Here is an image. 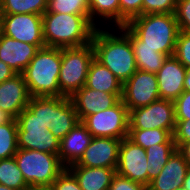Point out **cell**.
<instances>
[{
    "label": "cell",
    "mask_w": 190,
    "mask_h": 190,
    "mask_svg": "<svg viewBox=\"0 0 190 190\" xmlns=\"http://www.w3.org/2000/svg\"><path fill=\"white\" fill-rule=\"evenodd\" d=\"M119 28L130 38L132 47H149L174 55L180 31L175 13L142 14Z\"/></svg>",
    "instance_id": "6da1fadb"
},
{
    "label": "cell",
    "mask_w": 190,
    "mask_h": 190,
    "mask_svg": "<svg viewBox=\"0 0 190 190\" xmlns=\"http://www.w3.org/2000/svg\"><path fill=\"white\" fill-rule=\"evenodd\" d=\"M114 29L119 33H112ZM114 29L96 28L92 45L95 58L124 84L138 69L130 38L120 28Z\"/></svg>",
    "instance_id": "7a4b0ae2"
},
{
    "label": "cell",
    "mask_w": 190,
    "mask_h": 190,
    "mask_svg": "<svg viewBox=\"0 0 190 190\" xmlns=\"http://www.w3.org/2000/svg\"><path fill=\"white\" fill-rule=\"evenodd\" d=\"M45 46L66 48L78 47L92 42L96 26L90 15L50 13L42 15Z\"/></svg>",
    "instance_id": "3957f363"
},
{
    "label": "cell",
    "mask_w": 190,
    "mask_h": 190,
    "mask_svg": "<svg viewBox=\"0 0 190 190\" xmlns=\"http://www.w3.org/2000/svg\"><path fill=\"white\" fill-rule=\"evenodd\" d=\"M61 48L42 47L23 71L31 97H60Z\"/></svg>",
    "instance_id": "277c9868"
},
{
    "label": "cell",
    "mask_w": 190,
    "mask_h": 190,
    "mask_svg": "<svg viewBox=\"0 0 190 190\" xmlns=\"http://www.w3.org/2000/svg\"><path fill=\"white\" fill-rule=\"evenodd\" d=\"M14 158L30 189L52 185L66 169L56 154L18 148Z\"/></svg>",
    "instance_id": "5b68a950"
},
{
    "label": "cell",
    "mask_w": 190,
    "mask_h": 190,
    "mask_svg": "<svg viewBox=\"0 0 190 190\" xmlns=\"http://www.w3.org/2000/svg\"><path fill=\"white\" fill-rule=\"evenodd\" d=\"M94 57L92 42L78 47L61 48L60 96L71 97L86 84L88 70Z\"/></svg>",
    "instance_id": "8992f818"
},
{
    "label": "cell",
    "mask_w": 190,
    "mask_h": 190,
    "mask_svg": "<svg viewBox=\"0 0 190 190\" xmlns=\"http://www.w3.org/2000/svg\"><path fill=\"white\" fill-rule=\"evenodd\" d=\"M16 122L18 148L59 154L60 141L47 128L46 122L35 116L28 108L21 111Z\"/></svg>",
    "instance_id": "52a82bcc"
},
{
    "label": "cell",
    "mask_w": 190,
    "mask_h": 190,
    "mask_svg": "<svg viewBox=\"0 0 190 190\" xmlns=\"http://www.w3.org/2000/svg\"><path fill=\"white\" fill-rule=\"evenodd\" d=\"M81 123L93 137L124 139L128 137L129 111L120 100L109 109L86 116Z\"/></svg>",
    "instance_id": "ba28073f"
},
{
    "label": "cell",
    "mask_w": 190,
    "mask_h": 190,
    "mask_svg": "<svg viewBox=\"0 0 190 190\" xmlns=\"http://www.w3.org/2000/svg\"><path fill=\"white\" fill-rule=\"evenodd\" d=\"M176 118L174 101L159 99L129 112V129H165L172 135Z\"/></svg>",
    "instance_id": "9c48e42d"
},
{
    "label": "cell",
    "mask_w": 190,
    "mask_h": 190,
    "mask_svg": "<svg viewBox=\"0 0 190 190\" xmlns=\"http://www.w3.org/2000/svg\"><path fill=\"white\" fill-rule=\"evenodd\" d=\"M0 23L3 35L35 46H45L42 15L0 14Z\"/></svg>",
    "instance_id": "30bf717a"
},
{
    "label": "cell",
    "mask_w": 190,
    "mask_h": 190,
    "mask_svg": "<svg viewBox=\"0 0 190 190\" xmlns=\"http://www.w3.org/2000/svg\"><path fill=\"white\" fill-rule=\"evenodd\" d=\"M160 99L157 75L137 70L122 86L121 100L128 111Z\"/></svg>",
    "instance_id": "8fae6325"
},
{
    "label": "cell",
    "mask_w": 190,
    "mask_h": 190,
    "mask_svg": "<svg viewBox=\"0 0 190 190\" xmlns=\"http://www.w3.org/2000/svg\"><path fill=\"white\" fill-rule=\"evenodd\" d=\"M148 159L145 149L128 138L121 141L116 173L147 187Z\"/></svg>",
    "instance_id": "7c38bea8"
},
{
    "label": "cell",
    "mask_w": 190,
    "mask_h": 190,
    "mask_svg": "<svg viewBox=\"0 0 190 190\" xmlns=\"http://www.w3.org/2000/svg\"><path fill=\"white\" fill-rule=\"evenodd\" d=\"M122 139L93 137L81 158L70 166L112 168L116 170Z\"/></svg>",
    "instance_id": "4fadbf2b"
},
{
    "label": "cell",
    "mask_w": 190,
    "mask_h": 190,
    "mask_svg": "<svg viewBox=\"0 0 190 190\" xmlns=\"http://www.w3.org/2000/svg\"><path fill=\"white\" fill-rule=\"evenodd\" d=\"M121 98L122 94H113L90 89L85 85L70 97L80 122L86 116L113 107Z\"/></svg>",
    "instance_id": "5bb4252c"
},
{
    "label": "cell",
    "mask_w": 190,
    "mask_h": 190,
    "mask_svg": "<svg viewBox=\"0 0 190 190\" xmlns=\"http://www.w3.org/2000/svg\"><path fill=\"white\" fill-rule=\"evenodd\" d=\"M160 99L175 101L184 91L186 67L173 55L157 71Z\"/></svg>",
    "instance_id": "9a60e30c"
},
{
    "label": "cell",
    "mask_w": 190,
    "mask_h": 190,
    "mask_svg": "<svg viewBox=\"0 0 190 190\" xmlns=\"http://www.w3.org/2000/svg\"><path fill=\"white\" fill-rule=\"evenodd\" d=\"M45 46H35L21 42L1 33L0 60L9 65L17 74H22L38 50Z\"/></svg>",
    "instance_id": "2e32d148"
},
{
    "label": "cell",
    "mask_w": 190,
    "mask_h": 190,
    "mask_svg": "<svg viewBox=\"0 0 190 190\" xmlns=\"http://www.w3.org/2000/svg\"><path fill=\"white\" fill-rule=\"evenodd\" d=\"M30 97L23 74H16L0 83V109L15 119L27 108Z\"/></svg>",
    "instance_id": "e0dca14e"
},
{
    "label": "cell",
    "mask_w": 190,
    "mask_h": 190,
    "mask_svg": "<svg viewBox=\"0 0 190 190\" xmlns=\"http://www.w3.org/2000/svg\"><path fill=\"white\" fill-rule=\"evenodd\" d=\"M188 169V163L183 155L176 150L160 174L150 181L147 190H176L181 188Z\"/></svg>",
    "instance_id": "ac0fdd59"
},
{
    "label": "cell",
    "mask_w": 190,
    "mask_h": 190,
    "mask_svg": "<svg viewBox=\"0 0 190 190\" xmlns=\"http://www.w3.org/2000/svg\"><path fill=\"white\" fill-rule=\"evenodd\" d=\"M93 136L86 127L79 122L62 140L60 141L59 158L67 168L75 164L82 156L85 149L89 146Z\"/></svg>",
    "instance_id": "d6986e66"
},
{
    "label": "cell",
    "mask_w": 190,
    "mask_h": 190,
    "mask_svg": "<svg viewBox=\"0 0 190 190\" xmlns=\"http://www.w3.org/2000/svg\"><path fill=\"white\" fill-rule=\"evenodd\" d=\"M80 122L70 97H53V118L49 130L61 141Z\"/></svg>",
    "instance_id": "ffe728a7"
},
{
    "label": "cell",
    "mask_w": 190,
    "mask_h": 190,
    "mask_svg": "<svg viewBox=\"0 0 190 190\" xmlns=\"http://www.w3.org/2000/svg\"><path fill=\"white\" fill-rule=\"evenodd\" d=\"M67 169L75 176L82 190H109L116 174L112 168L69 166Z\"/></svg>",
    "instance_id": "44dd1931"
},
{
    "label": "cell",
    "mask_w": 190,
    "mask_h": 190,
    "mask_svg": "<svg viewBox=\"0 0 190 190\" xmlns=\"http://www.w3.org/2000/svg\"><path fill=\"white\" fill-rule=\"evenodd\" d=\"M85 86L107 93L122 94L123 84L107 67L94 57L88 70Z\"/></svg>",
    "instance_id": "7402d4cb"
},
{
    "label": "cell",
    "mask_w": 190,
    "mask_h": 190,
    "mask_svg": "<svg viewBox=\"0 0 190 190\" xmlns=\"http://www.w3.org/2000/svg\"><path fill=\"white\" fill-rule=\"evenodd\" d=\"M177 150L173 136L166 142L155 144L145 149L148 159L147 186L150 181L160 174L171 155Z\"/></svg>",
    "instance_id": "603a6c76"
},
{
    "label": "cell",
    "mask_w": 190,
    "mask_h": 190,
    "mask_svg": "<svg viewBox=\"0 0 190 190\" xmlns=\"http://www.w3.org/2000/svg\"><path fill=\"white\" fill-rule=\"evenodd\" d=\"M89 13L91 22L97 28L101 26L100 20L102 23L105 21L103 24L106 26L110 23L109 26L114 24L115 28L120 27L119 0H90Z\"/></svg>",
    "instance_id": "cb8c5ba5"
},
{
    "label": "cell",
    "mask_w": 190,
    "mask_h": 190,
    "mask_svg": "<svg viewBox=\"0 0 190 190\" xmlns=\"http://www.w3.org/2000/svg\"><path fill=\"white\" fill-rule=\"evenodd\" d=\"M48 0H2L0 14H38L47 11Z\"/></svg>",
    "instance_id": "d4e9b609"
},
{
    "label": "cell",
    "mask_w": 190,
    "mask_h": 190,
    "mask_svg": "<svg viewBox=\"0 0 190 190\" xmlns=\"http://www.w3.org/2000/svg\"><path fill=\"white\" fill-rule=\"evenodd\" d=\"M136 66L138 70L150 73H157L163 66L167 55L156 52L149 47H133Z\"/></svg>",
    "instance_id": "484cf974"
},
{
    "label": "cell",
    "mask_w": 190,
    "mask_h": 190,
    "mask_svg": "<svg viewBox=\"0 0 190 190\" xmlns=\"http://www.w3.org/2000/svg\"><path fill=\"white\" fill-rule=\"evenodd\" d=\"M173 135L165 129H129L128 139L146 149L155 144L166 143Z\"/></svg>",
    "instance_id": "4316f807"
},
{
    "label": "cell",
    "mask_w": 190,
    "mask_h": 190,
    "mask_svg": "<svg viewBox=\"0 0 190 190\" xmlns=\"http://www.w3.org/2000/svg\"><path fill=\"white\" fill-rule=\"evenodd\" d=\"M0 184L17 190H30L14 157L0 160Z\"/></svg>",
    "instance_id": "83f0119b"
},
{
    "label": "cell",
    "mask_w": 190,
    "mask_h": 190,
    "mask_svg": "<svg viewBox=\"0 0 190 190\" xmlns=\"http://www.w3.org/2000/svg\"><path fill=\"white\" fill-rule=\"evenodd\" d=\"M17 122L12 121L0 125V160L14 157L17 152Z\"/></svg>",
    "instance_id": "f1b7e54d"
},
{
    "label": "cell",
    "mask_w": 190,
    "mask_h": 190,
    "mask_svg": "<svg viewBox=\"0 0 190 190\" xmlns=\"http://www.w3.org/2000/svg\"><path fill=\"white\" fill-rule=\"evenodd\" d=\"M90 0H48L47 11L74 15H90Z\"/></svg>",
    "instance_id": "f546056e"
},
{
    "label": "cell",
    "mask_w": 190,
    "mask_h": 190,
    "mask_svg": "<svg viewBox=\"0 0 190 190\" xmlns=\"http://www.w3.org/2000/svg\"><path fill=\"white\" fill-rule=\"evenodd\" d=\"M27 108L38 118L44 120L49 129L53 118V97H30Z\"/></svg>",
    "instance_id": "4dcf8cb0"
},
{
    "label": "cell",
    "mask_w": 190,
    "mask_h": 190,
    "mask_svg": "<svg viewBox=\"0 0 190 190\" xmlns=\"http://www.w3.org/2000/svg\"><path fill=\"white\" fill-rule=\"evenodd\" d=\"M174 56L186 67L190 68V33L180 30L177 36Z\"/></svg>",
    "instance_id": "1f68e13d"
},
{
    "label": "cell",
    "mask_w": 190,
    "mask_h": 190,
    "mask_svg": "<svg viewBox=\"0 0 190 190\" xmlns=\"http://www.w3.org/2000/svg\"><path fill=\"white\" fill-rule=\"evenodd\" d=\"M120 27L125 26L131 19L142 15L143 0H119Z\"/></svg>",
    "instance_id": "d6a6232c"
},
{
    "label": "cell",
    "mask_w": 190,
    "mask_h": 190,
    "mask_svg": "<svg viewBox=\"0 0 190 190\" xmlns=\"http://www.w3.org/2000/svg\"><path fill=\"white\" fill-rule=\"evenodd\" d=\"M178 0H143L142 14L175 13Z\"/></svg>",
    "instance_id": "836d02e7"
},
{
    "label": "cell",
    "mask_w": 190,
    "mask_h": 190,
    "mask_svg": "<svg viewBox=\"0 0 190 190\" xmlns=\"http://www.w3.org/2000/svg\"><path fill=\"white\" fill-rule=\"evenodd\" d=\"M175 16L179 30L190 33V0H178Z\"/></svg>",
    "instance_id": "e575fe53"
},
{
    "label": "cell",
    "mask_w": 190,
    "mask_h": 190,
    "mask_svg": "<svg viewBox=\"0 0 190 190\" xmlns=\"http://www.w3.org/2000/svg\"><path fill=\"white\" fill-rule=\"evenodd\" d=\"M54 190H82L75 176L66 168L52 183Z\"/></svg>",
    "instance_id": "d590c367"
},
{
    "label": "cell",
    "mask_w": 190,
    "mask_h": 190,
    "mask_svg": "<svg viewBox=\"0 0 190 190\" xmlns=\"http://www.w3.org/2000/svg\"><path fill=\"white\" fill-rule=\"evenodd\" d=\"M176 120L190 119V90H185L175 101Z\"/></svg>",
    "instance_id": "8d00e7d4"
},
{
    "label": "cell",
    "mask_w": 190,
    "mask_h": 190,
    "mask_svg": "<svg viewBox=\"0 0 190 190\" xmlns=\"http://www.w3.org/2000/svg\"><path fill=\"white\" fill-rule=\"evenodd\" d=\"M109 190H147V187L116 173L112 178Z\"/></svg>",
    "instance_id": "74e56055"
},
{
    "label": "cell",
    "mask_w": 190,
    "mask_h": 190,
    "mask_svg": "<svg viewBox=\"0 0 190 190\" xmlns=\"http://www.w3.org/2000/svg\"><path fill=\"white\" fill-rule=\"evenodd\" d=\"M173 140L177 149L183 143L190 141V119L176 120Z\"/></svg>",
    "instance_id": "f35d334b"
},
{
    "label": "cell",
    "mask_w": 190,
    "mask_h": 190,
    "mask_svg": "<svg viewBox=\"0 0 190 190\" xmlns=\"http://www.w3.org/2000/svg\"><path fill=\"white\" fill-rule=\"evenodd\" d=\"M16 74L9 65L0 60V83L12 78Z\"/></svg>",
    "instance_id": "ab89813d"
},
{
    "label": "cell",
    "mask_w": 190,
    "mask_h": 190,
    "mask_svg": "<svg viewBox=\"0 0 190 190\" xmlns=\"http://www.w3.org/2000/svg\"><path fill=\"white\" fill-rule=\"evenodd\" d=\"M177 150L183 155L190 167V141L183 143Z\"/></svg>",
    "instance_id": "60d3db41"
},
{
    "label": "cell",
    "mask_w": 190,
    "mask_h": 190,
    "mask_svg": "<svg viewBox=\"0 0 190 190\" xmlns=\"http://www.w3.org/2000/svg\"><path fill=\"white\" fill-rule=\"evenodd\" d=\"M14 119V117L9 114L8 112L0 109V125L1 124H4V123H7V122H10Z\"/></svg>",
    "instance_id": "b9f144b4"
},
{
    "label": "cell",
    "mask_w": 190,
    "mask_h": 190,
    "mask_svg": "<svg viewBox=\"0 0 190 190\" xmlns=\"http://www.w3.org/2000/svg\"><path fill=\"white\" fill-rule=\"evenodd\" d=\"M184 89L190 90V68H186V75L184 79Z\"/></svg>",
    "instance_id": "7bdbcfd3"
},
{
    "label": "cell",
    "mask_w": 190,
    "mask_h": 190,
    "mask_svg": "<svg viewBox=\"0 0 190 190\" xmlns=\"http://www.w3.org/2000/svg\"><path fill=\"white\" fill-rule=\"evenodd\" d=\"M184 189L186 190H190V167L187 171V174H186V177H185V180L183 182V186H182Z\"/></svg>",
    "instance_id": "ee69618b"
},
{
    "label": "cell",
    "mask_w": 190,
    "mask_h": 190,
    "mask_svg": "<svg viewBox=\"0 0 190 190\" xmlns=\"http://www.w3.org/2000/svg\"><path fill=\"white\" fill-rule=\"evenodd\" d=\"M30 190H54V188L52 187V185H50V186H38L31 188Z\"/></svg>",
    "instance_id": "f6af8a7d"
},
{
    "label": "cell",
    "mask_w": 190,
    "mask_h": 190,
    "mask_svg": "<svg viewBox=\"0 0 190 190\" xmlns=\"http://www.w3.org/2000/svg\"><path fill=\"white\" fill-rule=\"evenodd\" d=\"M0 190H17V189H14V188H11V187H7L3 184H0Z\"/></svg>",
    "instance_id": "bcb514c9"
},
{
    "label": "cell",
    "mask_w": 190,
    "mask_h": 190,
    "mask_svg": "<svg viewBox=\"0 0 190 190\" xmlns=\"http://www.w3.org/2000/svg\"><path fill=\"white\" fill-rule=\"evenodd\" d=\"M176 190H186V189H184L183 187H181V188H178V189H176Z\"/></svg>",
    "instance_id": "7dc6e473"
}]
</instances>
